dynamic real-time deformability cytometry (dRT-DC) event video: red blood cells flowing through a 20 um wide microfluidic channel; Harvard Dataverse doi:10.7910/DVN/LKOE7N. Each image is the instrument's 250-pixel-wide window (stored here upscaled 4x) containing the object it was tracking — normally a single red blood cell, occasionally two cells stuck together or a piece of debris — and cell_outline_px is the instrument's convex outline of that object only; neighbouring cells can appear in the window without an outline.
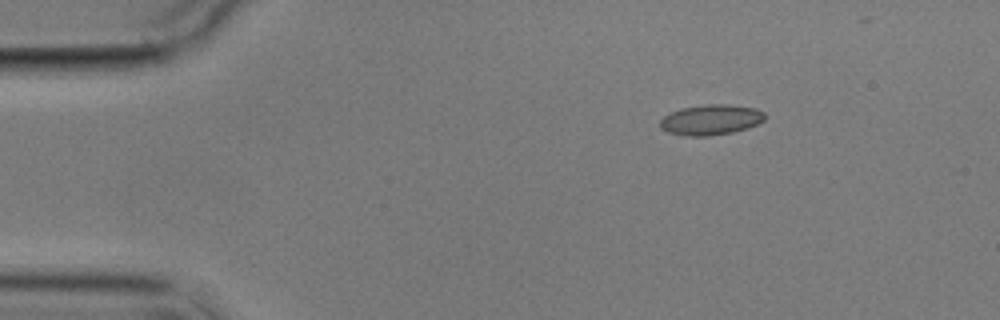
{"species": "common noctule bat (a hibernating species)", "species_latin": "Nyctalus noctula", "temperature_condition": "cold", "stored_images_in_passage": 6, "camera_frame_rate_fps": 3000, "um_per_image_px": 0.085, "animal": {"sex": "male", "body_mass_g": 17.9}, "frame": {"image": 1, "passage_image": 2, "time_ms": 1.333, "image_size_px": [1000, 320], "cell_outline_px": [[764, 120], [748, 128], [732, 132], [708, 136], [684, 136], [668, 132], [660, 128], [660, 120], [664, 116], [680, 108], [704, 104], [724, 104], [756, 108], [764, 112]], "centroid_in_image_um": [60.4, 10.18], "position_along_channel_um": 24.6, "area_um2": 18.55}}
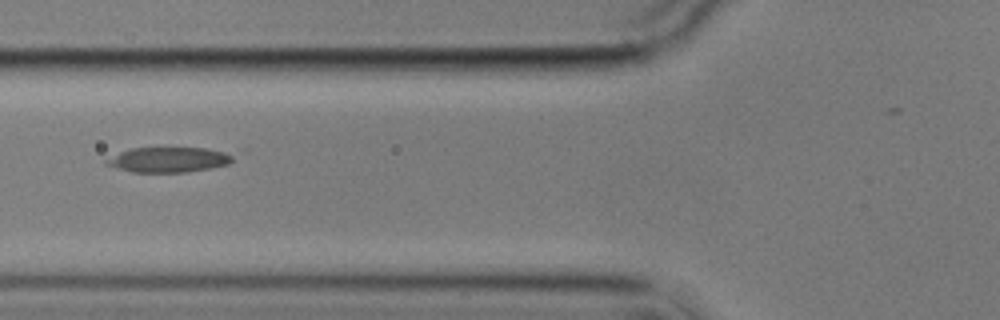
{"frame": {"image": 2, "passage_image": 5, "time_ms": 5.667, "image_size_px": [1000, 320], "cell_outline_px": [[232, 160], [228, 164], [208, 168], [184, 172], [132, 172], [104, 164], [104, 160], [120, 152], [132, 148], [204, 148], [224, 152], [232, 156]], "centroid_in_image_um": [14.26, 13.57], "position_along_channel_um": 111.5, "area_um2": 18.15}}
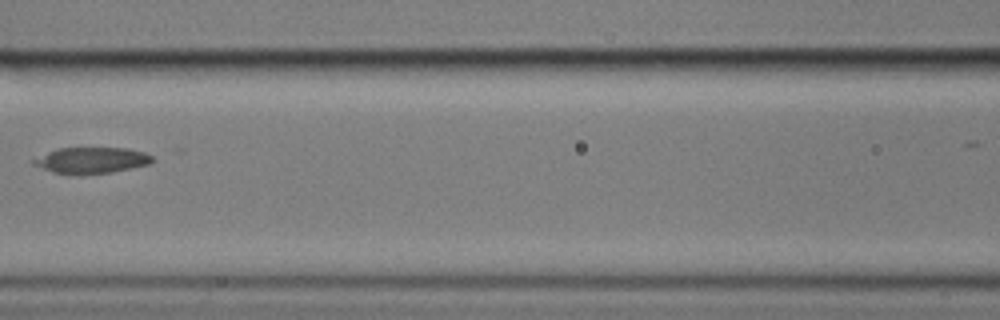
{"frame": {"image": 3, "passage_image": 6, "time_ms": 7.0, "image_size_px": [1000, 320], "cell_outline_px": [[156, 160], [148, 164], [112, 172], [52, 172], [32, 164], [32, 160], [48, 152], [60, 148], [128, 148], [144, 152], [152, 156]], "centroid_in_image_um": [7.83, 13.59], "position_along_channel_um": 158.8, "area_um2": 17.34}}